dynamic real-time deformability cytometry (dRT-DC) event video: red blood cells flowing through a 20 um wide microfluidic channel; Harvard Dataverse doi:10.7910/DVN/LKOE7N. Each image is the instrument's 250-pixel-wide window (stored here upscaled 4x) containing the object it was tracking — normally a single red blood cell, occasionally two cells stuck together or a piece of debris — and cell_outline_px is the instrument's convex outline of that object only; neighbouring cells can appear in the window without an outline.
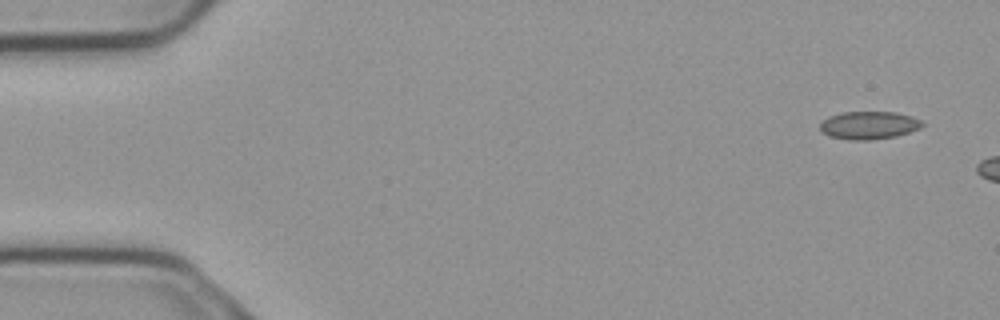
{"species": "common noctule bat (a hibernating species)", "species_latin": "Nyctalus noctula", "temperature_condition": "cold", "stored_images_in_passage": 3, "camera_frame_rate_fps": 3000, "um_per_image_px": 0.085, "animal": {"sex": "male", "body_mass_g": 23.1, "forearm_length_mm": 52.7}, "frame": {"image": 1, "passage_image": 1, "time_ms": 0.0, "image_size_px": [1000, 320], "cell_outline_px": [[924, 124], [920, 128], [896, 136], [868, 140], [848, 140], [828, 136], [820, 132], [820, 124], [828, 116], [844, 112], [896, 112], [912, 116], [920, 120]], "centroid_in_image_um": [73.82, 10.65], "position_along_channel_um": 11.2, "area_um2": 16.65}}